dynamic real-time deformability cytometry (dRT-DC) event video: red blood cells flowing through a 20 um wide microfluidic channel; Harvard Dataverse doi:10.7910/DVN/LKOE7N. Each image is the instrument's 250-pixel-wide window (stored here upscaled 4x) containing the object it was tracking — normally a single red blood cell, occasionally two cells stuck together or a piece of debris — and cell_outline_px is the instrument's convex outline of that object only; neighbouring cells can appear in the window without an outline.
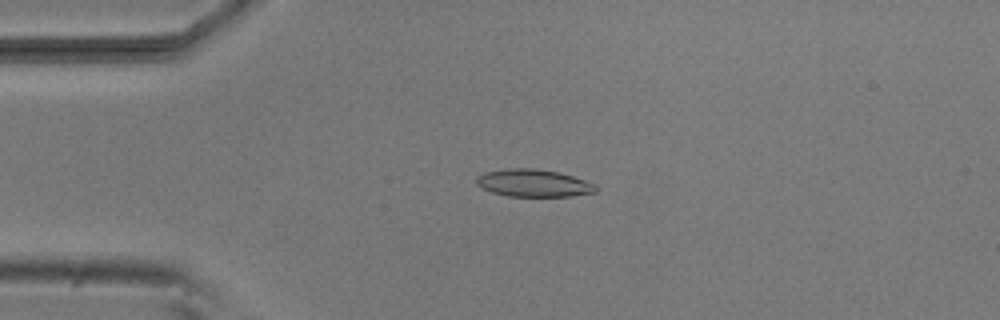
{"species": "common noctule bat (a hibernating species)", "species_latin": "Nyctalus noctula", "temperature_condition": "room temperature", "stored_images_in_passage": 44, "camera_frame_rate_fps": 3000, "um_per_image_px": 0.085, "animal": {"sex": "male", "body_mass_g": 20.5, "forearm_length_mm": 52.5}, "frame": {"image": 1, "passage_image": 10, "time_ms": 3.0, "image_size_px": [1000, 320], "cell_outline_px": [[600, 188], [596, 192], [568, 196], [508, 196], [492, 192], [476, 184], [476, 176], [484, 172], [508, 168], [532, 168], [560, 172], [596, 184]], "centroid_in_image_um": [45.36, 15.55], "position_along_channel_um": 39.6, "area_um2": 19.13}}
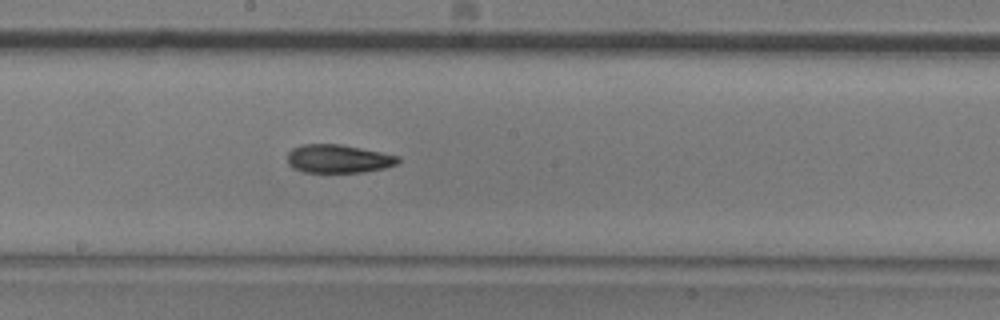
{"frame": {"image": 2, "passage_image": 26, "time_ms": 8.333, "image_size_px": [1000, 320], "cell_outline_px": [[400, 160], [396, 164], [384, 168], [364, 172], [304, 172], [292, 168], [288, 164], [288, 152], [292, 148], [304, 144], [340, 144], [400, 156]], "centroid_in_image_um": [28.74, 13.5], "position_along_channel_um": 219.5, "area_um2": 18.26}}
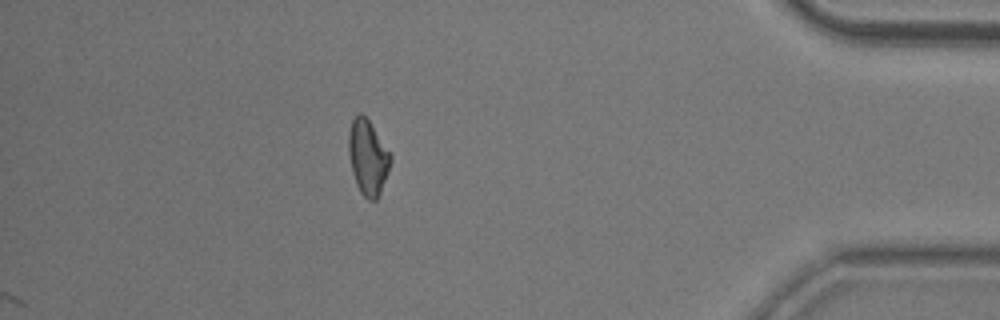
{"frame": {"image": 3, "passage_image": 44, "time_ms": 14.333, "image_size_px": [1000, 320], "cell_outline_px": [[392, 160], [388, 172], [380, 192], [376, 200], [368, 200], [360, 192], [356, 184], [352, 172], [348, 152], [348, 132], [352, 120], [360, 112], [368, 120], [392, 156]], "centroid_in_image_um": [31.25, 13.39], "position_along_channel_um": 403.9, "area_um2": 18.15}, "authors_computed_cell_mechanics": {"area_um2": 18.6116, "velocity_mm_per_s": 3.8385, "shape_relaxation_time_tau1_ms": 7.2655, "shape_relaxation_time_tau2_ms": 5.1243, "deformation_change_tau1": 0.1745, "deformation_change_tau2": 0.1249}}